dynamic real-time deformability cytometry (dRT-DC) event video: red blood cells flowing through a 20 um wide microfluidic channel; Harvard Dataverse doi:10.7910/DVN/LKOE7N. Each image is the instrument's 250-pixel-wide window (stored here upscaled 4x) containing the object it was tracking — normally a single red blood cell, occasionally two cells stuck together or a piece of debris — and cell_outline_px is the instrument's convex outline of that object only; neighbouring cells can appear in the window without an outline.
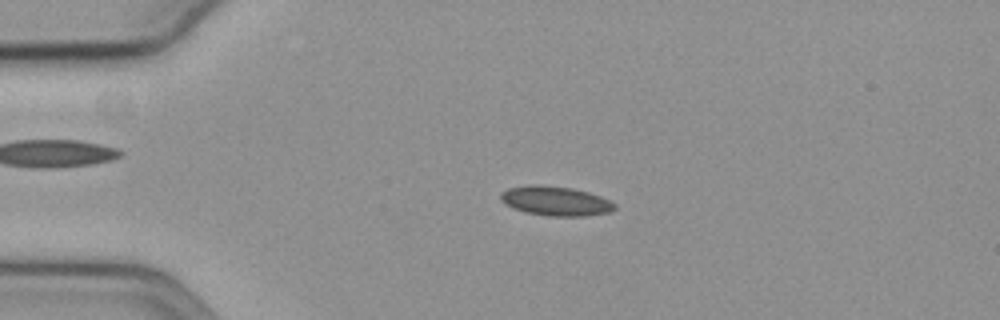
{"species": "common noctule bat (a hibernating species)", "species_latin": "Nyctalus noctula", "temperature_condition": "cold", "stored_images_in_passage": 53, "camera_frame_rate_fps": 3000, "um_per_image_px": 0.085, "animal": {"sex": "female", "body_mass_g": 19.3, "forearm_length_mm": 54.1}, "frame": {"image": 1, "passage_image": 8, "time_ms": 2.333, "image_size_px": [1000, 320], "cell_outline_px": [[616, 208], [608, 212], [588, 216], [548, 216], [524, 212], [512, 208], [504, 204], [500, 200], [500, 192], [508, 188], [528, 184], [536, 184], [572, 188], [588, 192], [600, 196], [616, 204]], "centroid_in_image_um": [47.17, 17.08], "position_along_channel_um": 37.8, "area_um2": 19.77}}
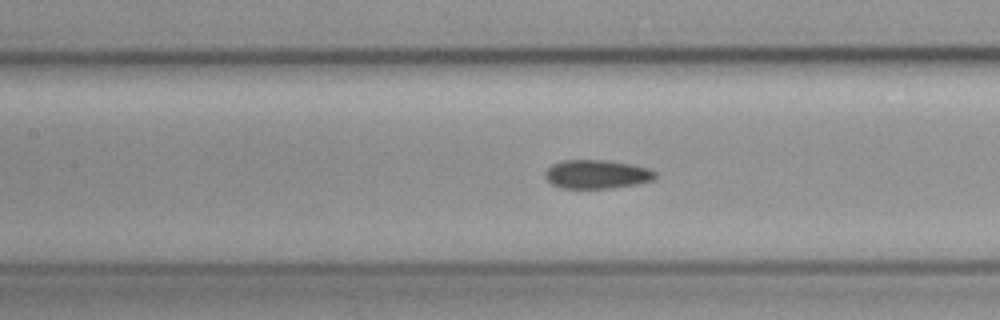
{"frame": {"image": 2, "passage_image": 21, "time_ms": 6.667, "image_size_px": [1000, 320], "cell_outline_px": [[656, 176], [652, 180], [636, 184], [612, 188], [560, 188], [552, 184], [544, 176], [544, 172], [552, 164], [564, 160], [608, 160], [632, 164], [648, 168], [656, 172]], "centroid_in_image_um": [50.72, 14.81], "position_along_channel_um": 156.7, "area_um2": 18.5}}
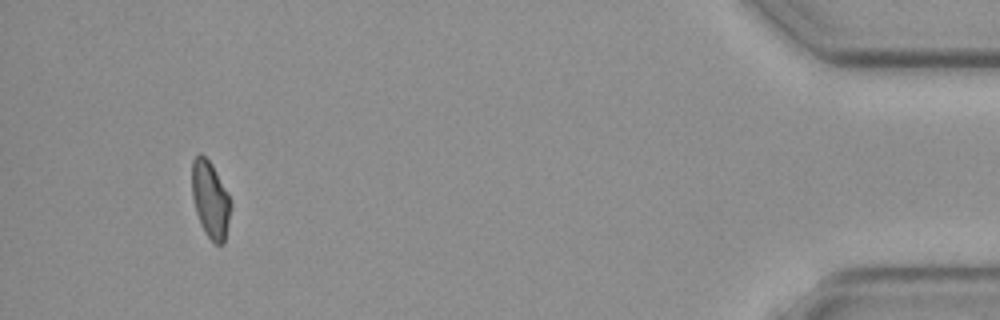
{"frame": {"image": 3, "passage_image": 49, "time_ms": 16.0, "image_size_px": [1000, 320], "cell_outline_px": [[232, 208], [224, 244], [216, 244], [204, 232], [200, 224], [196, 212], [192, 196], [192, 160], [200, 152], [212, 164], [228, 192], [232, 204]], "centroid_in_image_um": [17.89, 16.97], "position_along_channel_um": 417.3, "area_um2": 17.57}, "authors_computed_cell_mechanics": {"area_um2": 18.6694, "velocity_mm_per_s": 3.5894, "shape_relaxation_time_tau1_ms": null, "shape_relaxation_time_tau2_ms": 5.0537, "deformation_change_tau1": null, "deformation_change_tau2": 0.0886}}